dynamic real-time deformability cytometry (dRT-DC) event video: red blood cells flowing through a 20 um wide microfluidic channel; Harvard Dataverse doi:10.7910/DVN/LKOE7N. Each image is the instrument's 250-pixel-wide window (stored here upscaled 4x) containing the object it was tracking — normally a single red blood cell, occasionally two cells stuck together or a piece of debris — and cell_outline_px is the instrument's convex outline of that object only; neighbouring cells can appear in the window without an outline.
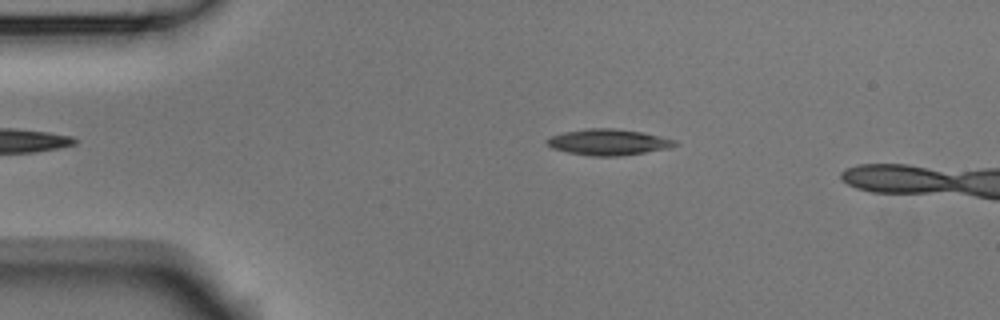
{"species": "Egyptian fruit bat (a non-hibernating species)", "species_latin": "Rousettus aegyptiacus", "temperature_condition": "room temperature", "stored_images_in_passage": 38, "camera_frame_rate_fps": 3000, "um_per_image_px": 0.085, "animal": {"sex": "male"}, "frame": {"image": 1, "passage_image": 2, "time_ms": 0.333, "image_size_px": [1000, 320], "cell_outline_px": [[680, 144], [668, 148], [620, 156], [588, 156], [568, 152], [552, 148], [544, 140], [552, 136], [564, 132], [588, 128], [612, 128], [644, 132], [676, 140]], "centroid_in_image_um": [51.72, 12.08], "position_along_channel_um": 33.3, "area_um2": 19.42}}
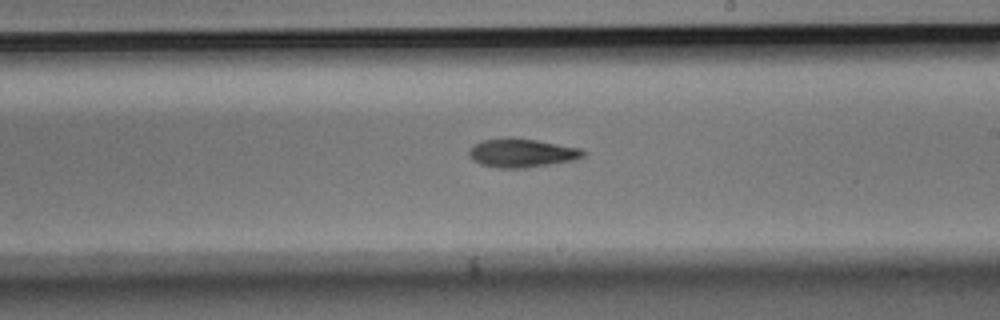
{"frame": {"image": 2, "passage_image": 22, "time_ms": 7.0, "image_size_px": [1000, 320], "cell_outline_px": [[588, 152], [584, 156], [572, 160], [524, 168], [496, 168], [480, 164], [472, 160], [468, 156], [468, 152], [480, 140], [504, 136], [512, 136], [536, 140], [580, 148]], "centroid_in_image_um": [44.31, 12.98], "position_along_channel_um": 244.7, "area_um2": 19.31}}
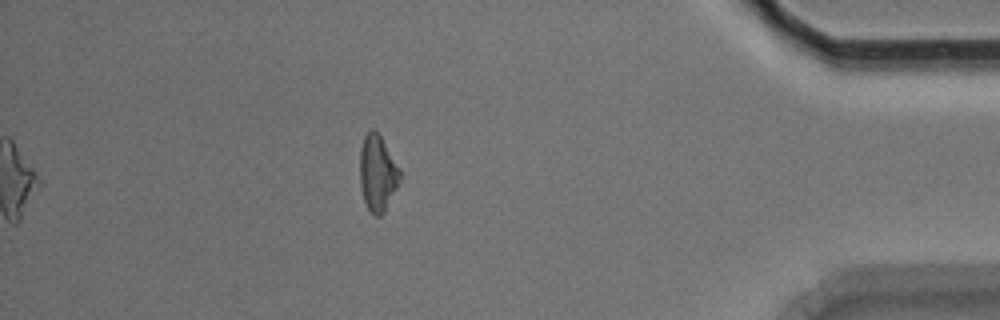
{"frame": {"image": 3, "passage_image": 38, "time_ms": 12.333, "image_size_px": [1000, 320], "cell_outline_px": [[400, 180], [384, 212], [380, 216], [376, 216], [368, 208], [364, 200], [360, 184], [360, 148], [364, 136], [372, 128], [380, 136], [400, 168]], "centroid_in_image_um": [32.08, 14.71], "position_along_channel_um": 403.1, "area_um2": 17.46}, "authors_computed_cell_mechanics": {"area_um2": 18.8428, "velocity_mm_per_s": 3.7762, "shape_relaxation_time_tau1_ms": 4.809, "shape_relaxation_time_tau2_ms": null, "deformation_change_tau1": 0.1465, "deformation_change_tau2": null}}